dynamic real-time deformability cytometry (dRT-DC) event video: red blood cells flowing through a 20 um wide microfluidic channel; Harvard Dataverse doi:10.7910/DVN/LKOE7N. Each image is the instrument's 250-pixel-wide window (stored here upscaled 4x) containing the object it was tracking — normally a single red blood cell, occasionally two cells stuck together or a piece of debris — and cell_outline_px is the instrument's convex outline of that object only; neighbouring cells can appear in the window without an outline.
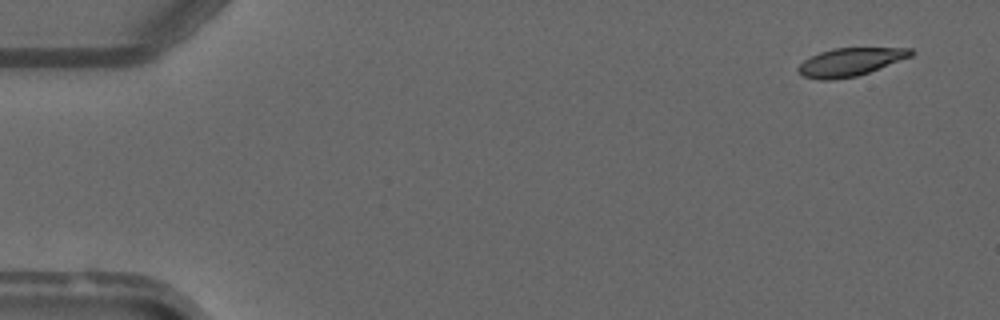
{"species": "common noctule bat (a hibernating species)", "species_latin": "Nyctalus noctula", "temperature_condition": "warm", "stored_images_in_passage": 7, "camera_frame_rate_fps": 3000, "um_per_image_px": 0.085, "animal": {"sex": "male", "forearm_length_mm": 52.5}, "frame": {"image": 1, "passage_image": 1, "time_ms": 0.0, "image_size_px": [1000, 320], "cell_outline_px": [[916, 52], [912, 56], [868, 72], [856, 76], [828, 80], [820, 80], [804, 76], [796, 68], [804, 60], [820, 52], [832, 48], [912, 48]], "centroid_in_image_um": [72.29, 5.26], "position_along_channel_um": 12.7, "area_um2": 18.21}}